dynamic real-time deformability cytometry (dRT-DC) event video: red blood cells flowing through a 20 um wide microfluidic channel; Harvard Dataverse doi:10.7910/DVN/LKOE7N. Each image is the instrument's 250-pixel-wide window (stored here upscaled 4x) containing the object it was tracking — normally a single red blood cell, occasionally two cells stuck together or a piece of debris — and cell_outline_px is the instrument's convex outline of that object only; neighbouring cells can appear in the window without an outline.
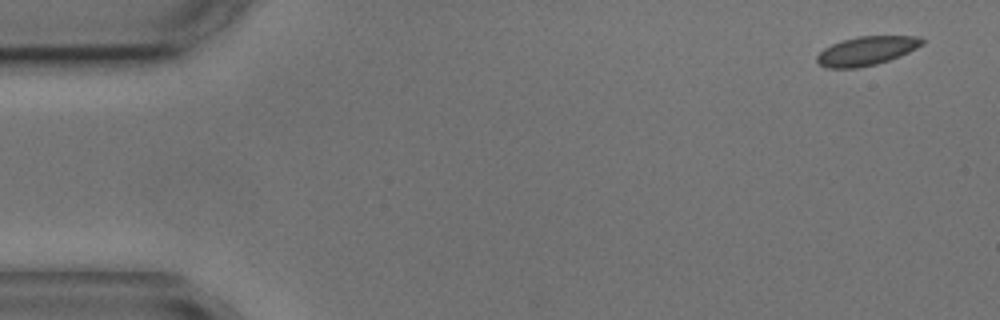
{"species": "common noctule bat (a hibernating species)", "species_latin": "Nyctalus noctula", "temperature_condition": "cold", "stored_images_in_passage": 4, "camera_frame_rate_fps": 3000, "um_per_image_px": 0.085, "animal": {"sex": "male", "body_mass_g": 17.9, "forearm_length_mm": 54.2}, "frame": {"image": 1, "passage_image": 1, "time_ms": 0.0, "image_size_px": [1000, 320], "cell_outline_px": [[928, 40], [924, 44], [900, 56], [876, 64], [856, 68], [828, 68], [820, 64], [816, 60], [816, 56], [824, 48], [832, 44], [856, 36], [920, 36]], "centroid_in_image_um": [73.7, 4.31], "position_along_channel_um": 11.3, "area_um2": 17.74}}
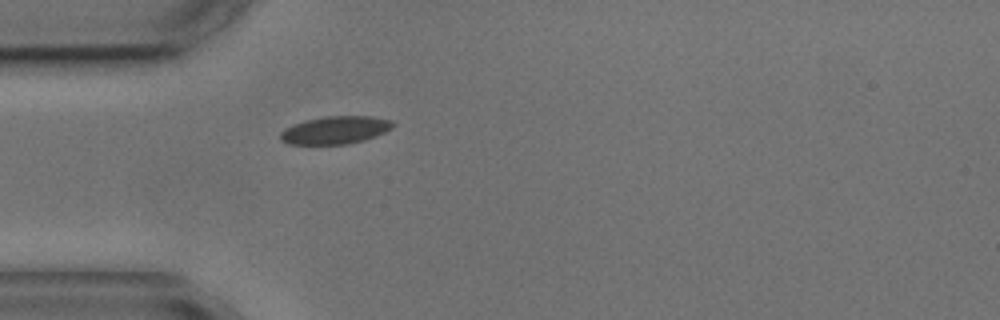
{"frame": {"image": 2, "passage_image": 4, "time_ms": 4.333, "image_size_px": [1000, 320], "cell_outline_px": [[396, 124], [392, 128], [384, 132], [364, 140], [348, 144], [288, 144], [280, 140], [280, 132], [284, 128], [308, 120], [324, 116], [372, 116], [392, 120]], "centroid_in_image_um": [28.52, 11.05], "position_along_channel_um": 56.5, "area_um2": 18.15}}